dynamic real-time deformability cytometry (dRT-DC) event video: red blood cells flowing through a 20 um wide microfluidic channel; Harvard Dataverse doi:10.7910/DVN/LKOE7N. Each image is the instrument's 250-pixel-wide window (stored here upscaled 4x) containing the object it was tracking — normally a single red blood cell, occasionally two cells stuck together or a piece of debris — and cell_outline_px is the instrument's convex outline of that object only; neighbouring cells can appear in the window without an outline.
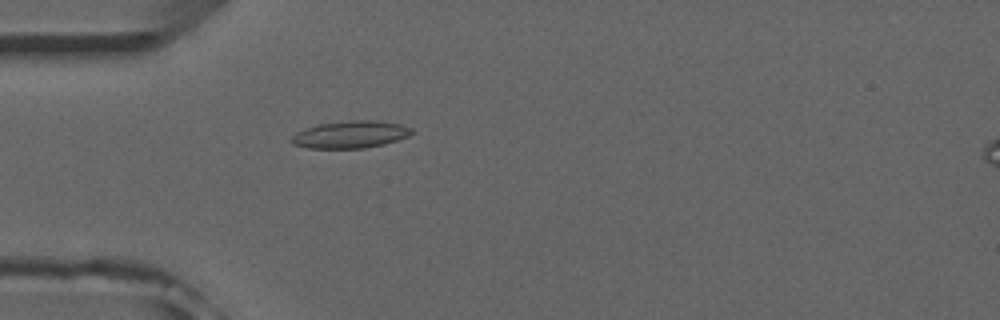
{"species": "common noctule bat (a hibernating species)", "species_latin": "Nyctalus noctula", "temperature_condition": "room temperature", "stored_images_in_passage": 52, "camera_frame_rate_fps": 3000, "um_per_image_px": 0.085, "animal": {"sex": "male", "forearm_length_mm": 52.5}, "frame": {"image": 1, "passage_image": 15, "time_ms": 4.667, "image_size_px": [1000, 320], "cell_outline_px": [[412, 132], [408, 136], [384, 144], [364, 148], [308, 148], [292, 144], [288, 140], [296, 132], [320, 124], [348, 120], [372, 120], [400, 124], [412, 128]], "centroid_in_image_um": [29.76, 11.43], "position_along_channel_um": 55.2, "area_um2": 18.96}}
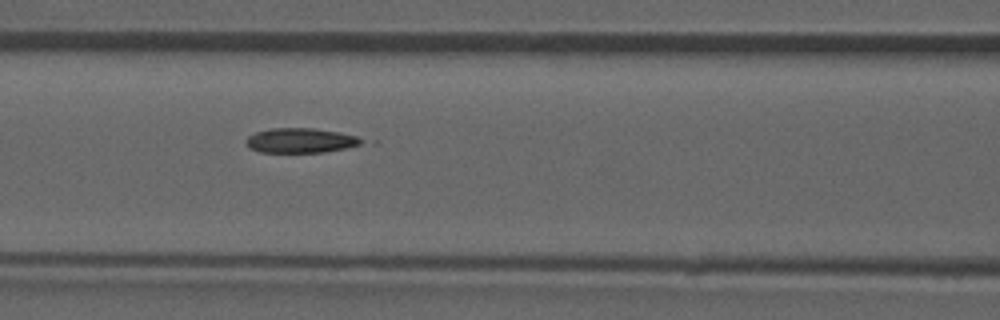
{"frame": {"image": 2, "passage_image": 22, "time_ms": 7.0, "image_size_px": [1000, 320], "cell_outline_px": [[364, 140], [360, 144], [344, 148], [324, 152], [260, 152], [248, 148], [244, 140], [248, 136], [256, 132], [272, 128], [316, 128], [340, 132], [356, 136]], "centroid_in_image_um": [25.5, 11.93], "position_along_channel_um": 141.1, "area_um2": 16.65}}
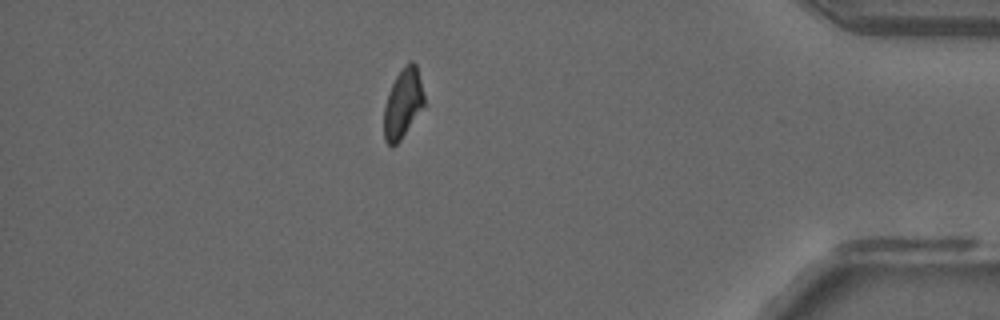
{"frame": {"image": 3, "passage_image": 45, "time_ms": 14.667, "image_size_px": [1000, 320], "cell_outline_px": [[424, 104], [400, 140], [392, 148], [384, 140], [384, 108], [392, 84], [396, 76], [404, 64], [408, 60], [412, 60], [416, 64], [424, 96]], "centroid_in_image_um": [34.23, 8.77], "position_along_channel_um": 401.0, "area_um2": 15.95}, "authors_computed_cell_mechanics": {"area_um2": 17.2244, "velocity_mm_per_s": 3.9339, "shape_relaxation_time_tau1_ms": null, "shape_relaxation_time_tau2_ms": 4.5887, "deformation_change_tau1": null, "deformation_change_tau2": 0.1015}}